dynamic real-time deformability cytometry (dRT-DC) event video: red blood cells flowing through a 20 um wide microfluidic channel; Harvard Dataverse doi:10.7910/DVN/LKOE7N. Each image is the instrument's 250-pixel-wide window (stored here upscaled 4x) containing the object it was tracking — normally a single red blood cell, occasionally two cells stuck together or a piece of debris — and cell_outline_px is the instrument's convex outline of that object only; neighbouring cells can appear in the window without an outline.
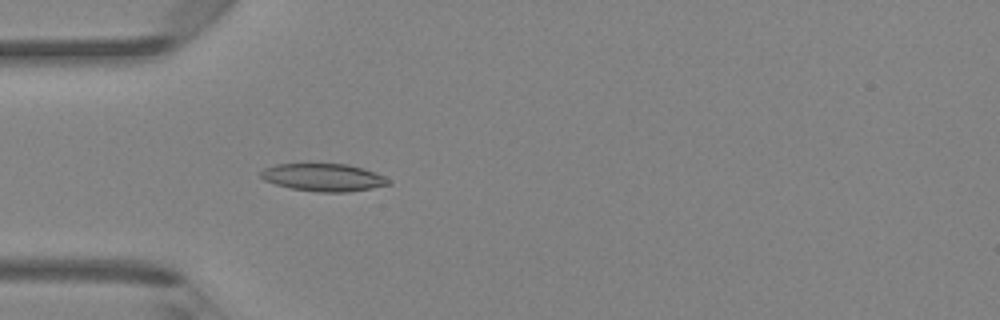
{"species": "Egyptian fruit bat (a non-hibernating species)", "species_latin": "Rousettus aegyptiacus", "temperature_condition": "room temperature", "stored_images_in_passage": 41, "camera_frame_rate_fps": 3000, "um_per_image_px": 0.085, "animal": {"sex": "female"}, "frame": {"image": 1, "passage_image": 9, "time_ms": 2.667, "image_size_px": [1000, 320], "cell_outline_px": [[392, 184], [372, 188], [348, 192], [320, 192], [292, 188], [276, 184], [264, 180], [260, 176], [260, 172], [264, 168], [276, 164], [308, 160], [348, 164], [364, 168], [384, 176], [392, 180]], "centroid_in_image_um": [27.48, 15.02], "position_along_channel_um": 57.5, "area_um2": 21.62}}
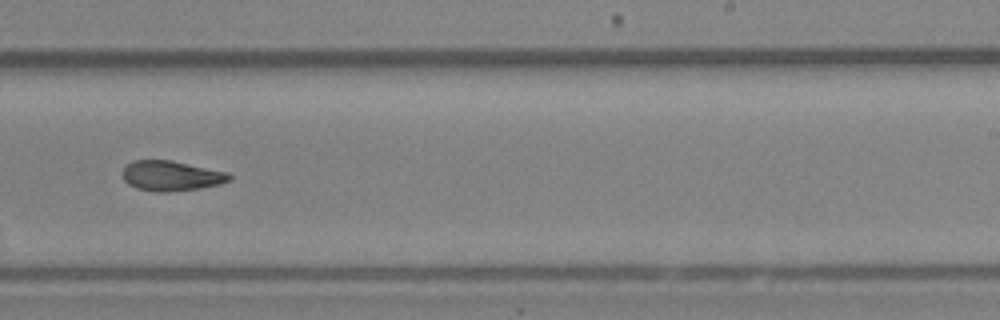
{"frame": {"image": 2, "passage_image": 24, "time_ms": 7.667, "image_size_px": [1000, 320], "cell_outline_px": [[232, 180], [220, 184], [200, 188], [168, 192], [156, 192], [136, 188], [128, 184], [124, 180], [120, 172], [124, 164], [132, 160], [172, 160], [228, 172], [232, 176]], "centroid_in_image_um": [14.51, 14.93], "position_along_channel_um": 274.5, "area_um2": 19.13}}
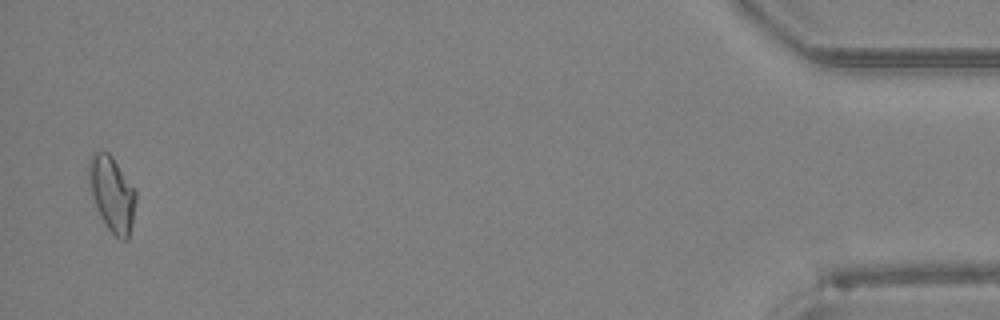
{"frame": {"image": 3, "passage_image": 40, "time_ms": 13.0, "image_size_px": [1000, 320], "cell_outline_px": [[136, 200], [132, 224], [128, 240], [120, 240], [108, 228], [100, 216], [92, 196], [88, 176], [88, 160], [96, 152], [108, 152], [112, 156], [136, 192]], "centroid_in_image_um": [9.52, 16.5], "position_along_channel_um": 425.7, "area_um2": 20.29}}